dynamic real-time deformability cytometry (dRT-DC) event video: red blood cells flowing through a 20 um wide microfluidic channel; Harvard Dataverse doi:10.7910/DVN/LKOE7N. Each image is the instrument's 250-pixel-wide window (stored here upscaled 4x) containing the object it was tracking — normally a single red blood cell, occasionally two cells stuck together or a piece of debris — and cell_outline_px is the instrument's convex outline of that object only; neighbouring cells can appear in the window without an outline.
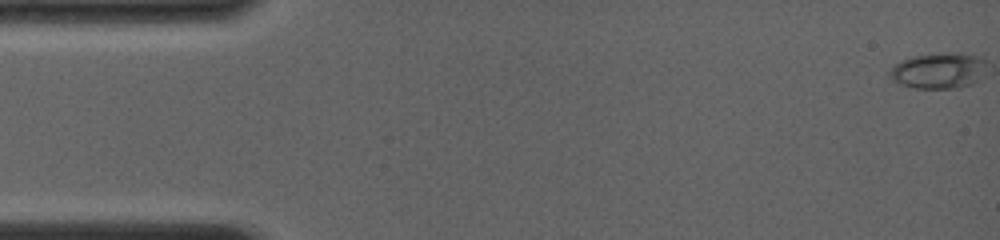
{"species": "common noctule bat (a hibernating species)", "species_latin": "Nyctalus noctula", "temperature_condition": "room temperature", "stored_images_in_passage": 11, "camera_frame_rate_fps": 4000, "um_per_image_px": 0.085, "animal": {"sex": "female", "body_mass_g": 19.0, "forearm_length_mm": 56.7}, "frame": {"image": 1, "passage_image": 1, "time_ms": 0.0, "image_size_px": [1000, 240], "cell_outline_px": [[984, 60], [972, 84], [952, 88], [912, 88], [896, 80], [892, 76], [892, 68], [896, 64], [904, 60], [916, 56], [972, 56]], "centroid_in_image_um": [79.67, 6.07], "position_along_channel_um": 5.3, "area_um2": 17.86}}